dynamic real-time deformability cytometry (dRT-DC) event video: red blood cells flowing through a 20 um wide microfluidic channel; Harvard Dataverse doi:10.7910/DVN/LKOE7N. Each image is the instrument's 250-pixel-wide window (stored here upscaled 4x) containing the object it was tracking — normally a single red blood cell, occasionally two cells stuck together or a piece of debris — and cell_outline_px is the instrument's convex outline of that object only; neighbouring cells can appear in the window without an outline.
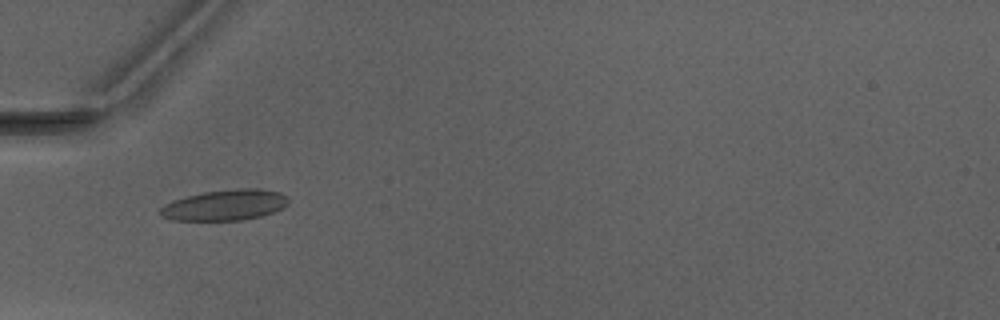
{"species": "Egyptian fruit bat (a non-hibernating species)", "species_latin": "Rousettus aegyptiacus", "temperature_condition": "warm", "stored_images_in_passage": 3, "camera_frame_rate_fps": 3000, "um_per_image_px": 0.085, "animal": {"sex": "male"}, "frame": {"image": 1, "passage_image": 1, "time_ms": 0.0, "image_size_px": [1000, 320], "cell_outline_px": [[288, 204], [284, 208], [260, 216], [244, 220], [172, 220], [160, 216], [156, 212], [164, 204], [172, 200], [184, 196], [204, 192], [236, 188], [256, 188], [280, 192], [288, 196]], "centroid_in_image_um": [19.09, 17.42], "position_along_channel_um": 65.9, "area_um2": 23.29}}